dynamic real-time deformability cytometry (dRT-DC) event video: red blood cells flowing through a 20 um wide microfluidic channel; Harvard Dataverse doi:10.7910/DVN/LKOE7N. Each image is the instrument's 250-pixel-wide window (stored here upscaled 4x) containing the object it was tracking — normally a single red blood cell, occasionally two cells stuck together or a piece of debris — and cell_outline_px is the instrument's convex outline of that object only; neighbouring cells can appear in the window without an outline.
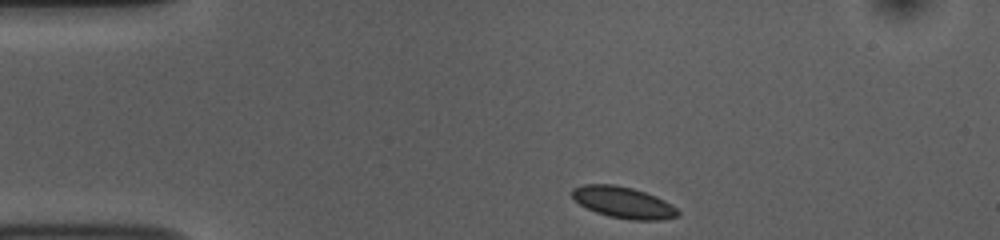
{"species": "common noctule bat (a hibernating species)", "species_latin": "Nyctalus noctula", "temperature_condition": "room temperature", "stored_images_in_passage": 45, "camera_frame_rate_fps": 3000, "um_per_image_px": 0.085, "animal": {"sex": "female", "body_mass_g": 10.0, "forearm_length_mm": 53.1}, "frame": {"image": 1, "passage_image": 1, "time_ms": 0.0, "image_size_px": [1000, 240], "cell_outline_px": [[680, 212], [676, 216], [660, 220], [632, 220], [608, 216], [596, 212], [580, 204], [572, 196], [572, 188], [584, 184], [612, 184], [632, 188], [656, 196], [664, 200], [676, 208]], "centroid_in_image_um": [52.97, 17.2], "position_along_channel_um": 32.0, "area_um2": 19.13}}
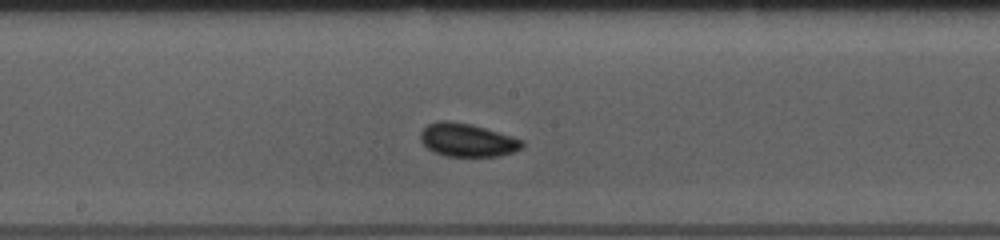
{"frame": {"image": 2, "passage_image": 19, "time_ms": 6.0, "image_size_px": [1000, 240], "cell_outline_px": [[524, 148], [500, 156], [444, 156], [432, 152], [420, 140], [420, 132], [428, 124], [440, 120], [448, 120], [472, 124], [512, 136], [524, 140]], "centroid_in_image_um": [39.72, 11.9], "position_along_channel_um": 208.5, "area_um2": 19.88}}
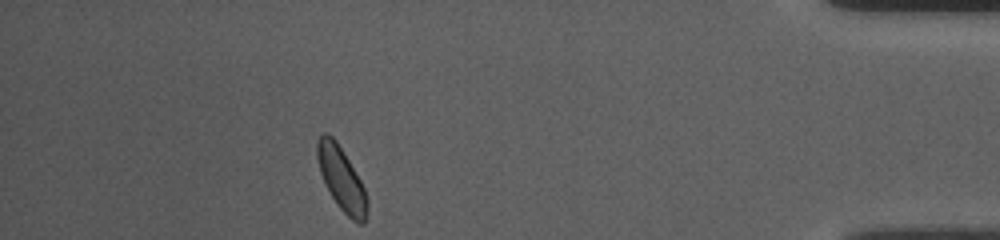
{"frame": {"image": 3, "passage_image": 39, "time_ms": 12.667, "image_size_px": [1000, 240], "cell_outline_px": [[368, 208], [364, 224], [360, 224], [352, 220], [336, 204], [320, 172], [316, 156], [316, 140], [320, 132], [328, 132], [336, 140], [360, 180], [364, 188], [368, 200]], "centroid_in_image_um": [29.01, 15.17], "position_along_channel_um": 406.2, "area_um2": 18.44}, "authors_computed_cell_mechanics": {"area_um2": 18.5538, "velocity_mm_per_s": 3.6994, "shape_relaxation_time_tau1_ms": 2.9766, "shape_relaxation_time_tau2_ms": 5.4312, "deformation_change_tau1": 0.0278, "deformation_change_tau2": 0.073}}